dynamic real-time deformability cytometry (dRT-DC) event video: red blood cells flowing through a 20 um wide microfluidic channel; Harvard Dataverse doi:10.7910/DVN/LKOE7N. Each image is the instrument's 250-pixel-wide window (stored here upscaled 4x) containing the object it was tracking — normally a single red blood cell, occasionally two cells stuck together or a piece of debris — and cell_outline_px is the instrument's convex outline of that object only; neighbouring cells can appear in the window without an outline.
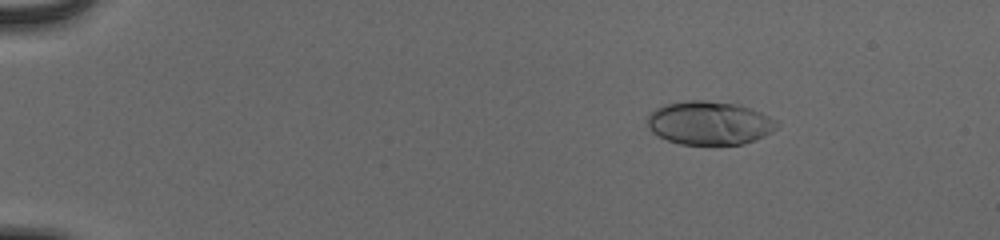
{"species": "human", "species_latin": "Homo sapiens", "temperature_condition": "cold", "stored_images_in_passage": 47, "camera_frame_rate_fps": 3000, "um_per_image_px": 0.085, "donor": {"sex": "male"}, "frame": {"image": 1, "passage_image": 1, "time_ms": 0.0, "image_size_px": [1000, 240], "cell_outline_px": [[780, 124], [772, 132], [756, 140], [744, 144], [680, 144], [656, 136], [648, 128], [648, 116], [656, 108], [664, 104], [688, 100], [704, 100], [740, 104], [760, 112], [776, 120]], "centroid_in_image_um": [60.3, 10.45], "position_along_channel_um": 24.7, "area_um2": 33.0}}
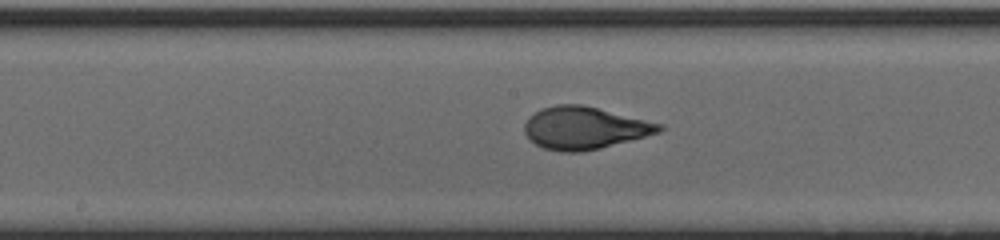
{"frame": {"image": 2, "passage_image": 23, "time_ms": 7.333, "image_size_px": [1000, 240], "cell_outline_px": [[664, 128], [660, 132], [600, 148], [580, 152], [560, 152], [544, 148], [536, 144], [524, 132], [524, 124], [540, 108], [556, 104], [580, 104], [664, 124]], "centroid_in_image_um": [49.68, 10.87], "position_along_channel_um": 198.5, "area_um2": 32.95}}
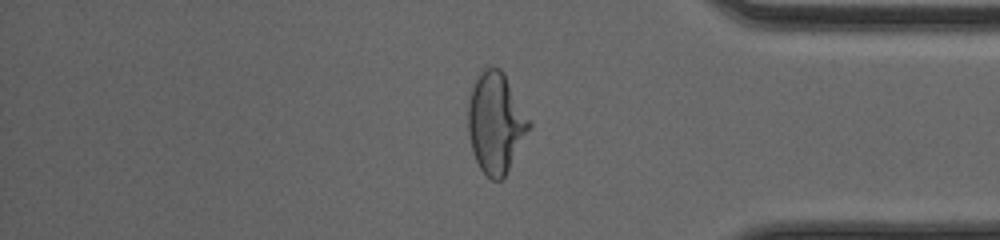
{"frame": {"image": 3, "passage_image": 39, "time_ms": 12.667, "image_size_px": [1000, 240], "cell_outline_px": [[532, 128], [504, 176], [500, 180], [492, 180], [480, 168], [472, 152], [468, 132], [468, 104], [472, 88], [480, 68], [500, 68], [504, 72], [532, 124]], "centroid_in_image_um": [42.14, 10.42], "position_along_channel_um": 393.1, "area_um2": 35.78}, "authors_computed_cell_mechanics": {"area_um2": 33.0038, "velocity_mm_per_s": 3.9024, "shape_relaxation_time_tau1_ms": 5.6091, "shape_relaxation_time_tau2_ms": null, "deformation_change_tau1": 0.2604, "deformation_change_tau2": null}}